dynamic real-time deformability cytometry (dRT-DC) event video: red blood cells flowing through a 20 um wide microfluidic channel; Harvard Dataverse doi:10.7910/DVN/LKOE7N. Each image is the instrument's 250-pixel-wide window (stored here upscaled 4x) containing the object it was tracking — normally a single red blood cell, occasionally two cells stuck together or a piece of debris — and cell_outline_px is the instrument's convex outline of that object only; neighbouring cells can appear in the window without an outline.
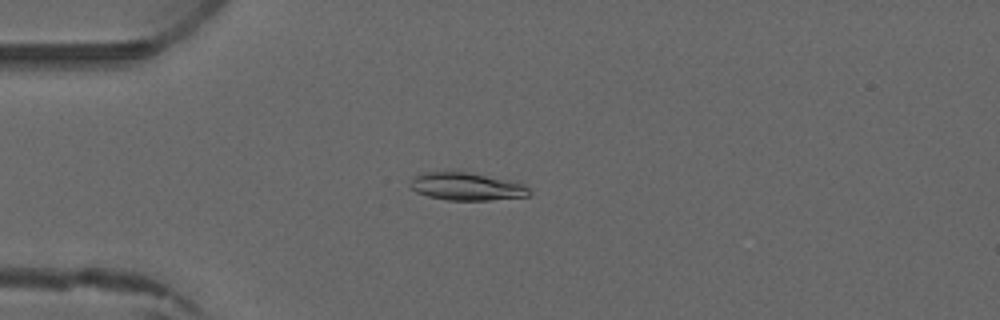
{"species": "common noctule bat (a hibernating species)", "species_latin": "Nyctalus noctula", "temperature_condition": "warm", "stored_images_in_passage": 5, "camera_frame_rate_fps": 3000, "um_per_image_px": 0.085, "animal": {"sex": "male", "forearm_length_mm": 52.5}, "frame": {"image": 1, "passage_image": 3, "time_ms": 3.667, "image_size_px": [1000, 320], "cell_outline_px": [[532, 192], [528, 196], [488, 200], [448, 200], [428, 196], [416, 192], [408, 188], [408, 184], [412, 176], [424, 172], [456, 168], [520, 180]], "centroid_in_image_um": [39.66, 15.77], "position_along_channel_um": 45.3, "area_um2": 20.87}}
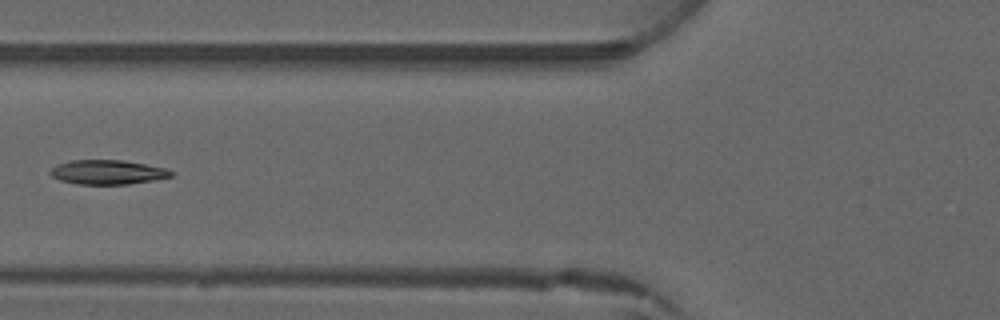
{"frame": {"image": 2, "passage_image": 5, "time_ms": 5.667, "image_size_px": [1000, 320], "cell_outline_px": [[172, 176], [152, 180], [128, 184], [76, 184], [60, 180], [52, 176], [48, 172], [56, 164], [72, 160], [120, 160], [144, 164], [164, 168], [172, 172]], "centroid_in_image_um": [9.08, 14.63], "position_along_channel_um": 116.7, "area_um2": 16.94}}